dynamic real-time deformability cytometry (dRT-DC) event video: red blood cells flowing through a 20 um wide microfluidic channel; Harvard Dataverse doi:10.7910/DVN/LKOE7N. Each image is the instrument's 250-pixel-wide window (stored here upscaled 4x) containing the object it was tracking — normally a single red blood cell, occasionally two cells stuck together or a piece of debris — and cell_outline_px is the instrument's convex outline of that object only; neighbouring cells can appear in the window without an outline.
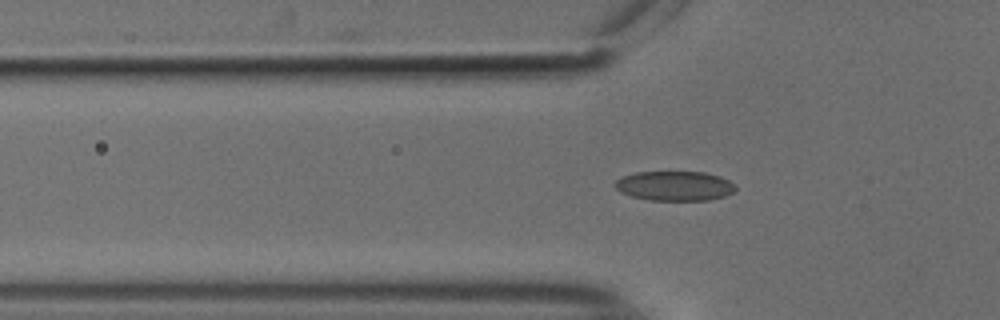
{"species": "common noctule bat (a hibernating species)", "species_latin": "Nyctalus noctula", "temperature_condition": "cold", "stored_images_in_passage": 48, "camera_frame_rate_fps": 3000, "um_per_image_px": 0.085, "animal": {"sex": "male", "body_mass_g": 18.8}, "frame": {"image": 1, "passage_image": 18, "time_ms": 5.667, "image_size_px": [1000, 320], "cell_outline_px": [[736, 188], [732, 192], [724, 196], [708, 200], [648, 200], [632, 196], [620, 192], [612, 184], [616, 180], [624, 176], [636, 172], [704, 172], [720, 176], [728, 180]], "centroid_in_image_um": [57.31, 15.8], "position_along_channel_um": 68.5, "area_um2": 20.69}}
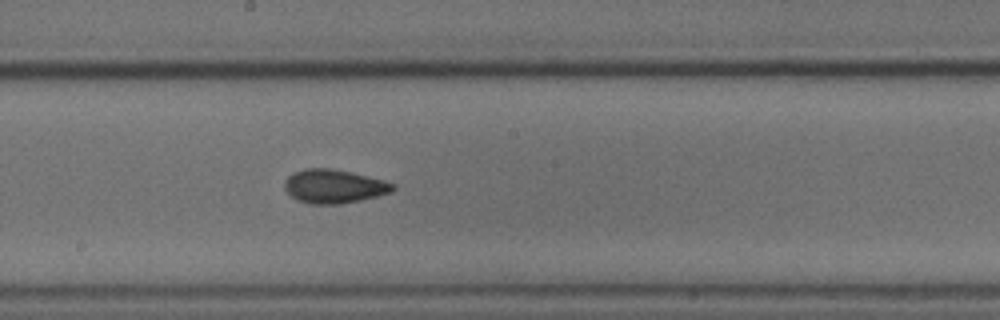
{"frame": {"image": 2, "passage_image": 30, "time_ms": 9.667, "image_size_px": [1000, 320], "cell_outline_px": [[396, 188], [392, 192], [360, 200], [340, 204], [308, 204], [296, 200], [284, 188], [284, 180], [292, 172], [304, 168], [328, 168], [348, 172], [384, 180], [396, 184]], "centroid_in_image_um": [28.36, 15.84], "position_along_channel_um": 219.8, "area_um2": 21.33}}
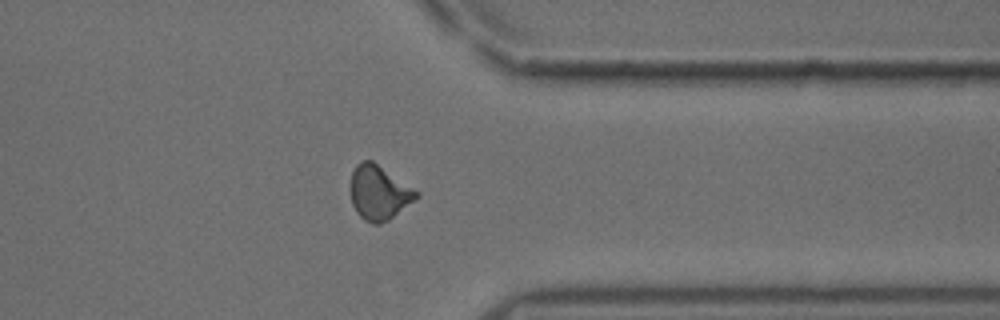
{"frame": {"image": 3, "passage_image": 43, "time_ms": 14.0, "image_size_px": [1000, 320], "cell_outline_px": [[420, 196], [388, 220], [380, 224], [372, 224], [364, 220], [356, 212], [352, 204], [352, 172], [356, 164], [364, 160], [372, 160], [420, 192]], "centroid_in_image_um": [32.23, 16.38], "position_along_channel_um": 379.2, "area_um2": 20.69}}